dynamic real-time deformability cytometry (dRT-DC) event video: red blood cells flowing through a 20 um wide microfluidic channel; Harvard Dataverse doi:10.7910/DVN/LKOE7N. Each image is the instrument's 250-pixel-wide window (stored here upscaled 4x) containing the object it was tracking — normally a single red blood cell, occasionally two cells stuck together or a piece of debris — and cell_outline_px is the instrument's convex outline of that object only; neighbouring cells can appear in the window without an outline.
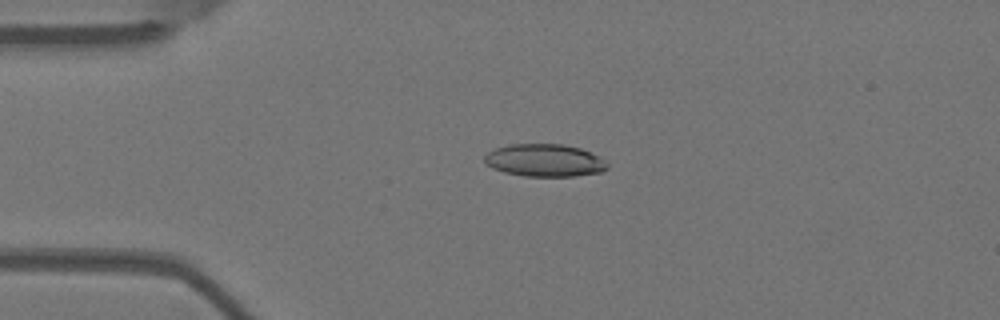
{"species": "Egyptian fruit bat (a non-hibernating species)", "species_latin": "Rousettus aegyptiacus", "temperature_condition": "warm", "stored_images_in_passage": 2, "camera_frame_rate_fps": 3000, "um_per_image_px": 0.085, "animal": {"sex": "female"}, "frame": {"image": 1, "passage_image": 1, "time_ms": 0.0, "image_size_px": [1000, 320], "cell_outline_px": [[608, 168], [600, 172], [576, 176], [524, 176], [504, 172], [492, 168], [484, 164], [484, 156], [488, 152], [496, 148], [512, 144], [564, 144], [580, 148], [604, 160], [608, 164]], "centroid_in_image_um": [46.26, 13.63], "position_along_channel_um": 38.7, "area_um2": 23.24}}